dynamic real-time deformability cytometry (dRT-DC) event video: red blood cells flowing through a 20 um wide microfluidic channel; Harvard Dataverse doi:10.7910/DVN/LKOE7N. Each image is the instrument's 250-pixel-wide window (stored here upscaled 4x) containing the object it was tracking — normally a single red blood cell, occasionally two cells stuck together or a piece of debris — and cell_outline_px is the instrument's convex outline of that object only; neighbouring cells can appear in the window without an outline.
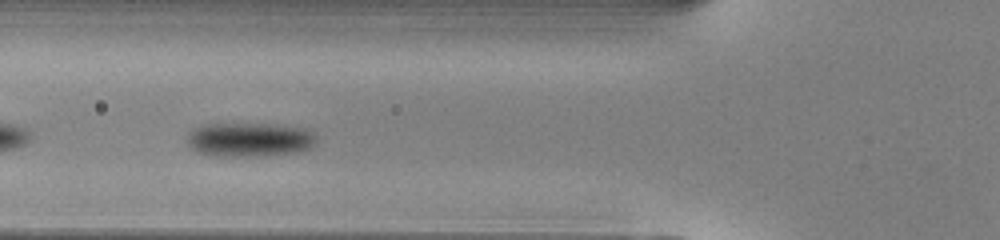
{"species": "common noctule bat (a hibernating species)", "species_latin": "Nyctalus noctula", "temperature_condition": "warm", "stored_images_in_passage": 25, "camera_frame_rate_fps": 3000, "um_per_image_px": 0.085, "animal": {"sex": "male", "body_mass_g": 13.0, "forearm_length_mm": 53.1}, "frame": {"image": 1, "passage_image": 11, "time_ms": 3.333, "image_size_px": [1000, 240], "cell_outline_px": [[316, 144], [312, 148], [300, 152], [264, 156], [212, 156], [196, 152], [188, 144], [188, 132], [192, 128], [200, 124], [272, 124], [304, 128], [312, 132], [316, 136]], "centroid_in_image_um": [21.21, 11.87], "position_along_channel_um": 104.6, "area_um2": 26.18}}